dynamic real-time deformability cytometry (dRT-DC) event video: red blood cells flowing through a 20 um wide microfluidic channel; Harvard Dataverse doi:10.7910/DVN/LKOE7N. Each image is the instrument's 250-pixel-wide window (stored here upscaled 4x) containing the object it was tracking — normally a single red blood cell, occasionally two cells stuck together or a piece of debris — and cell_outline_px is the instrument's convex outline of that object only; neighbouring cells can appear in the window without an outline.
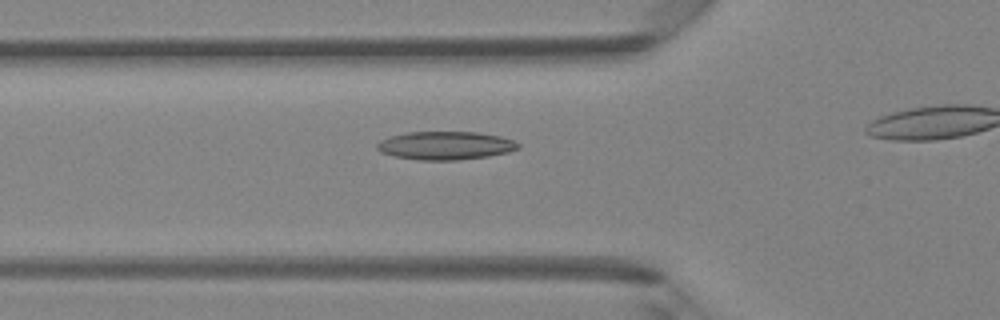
{"species": "Egyptian fruit bat (a non-hibernating species)", "species_latin": "Rousettus aegyptiacus", "temperature_condition": "room temperature", "stored_images_in_passage": 24, "camera_frame_rate_fps": 3000, "um_per_image_px": 0.085, "animal": {"sex": "female"}, "frame": {"image": 1, "passage_image": 2, "time_ms": 0.333, "image_size_px": [1000, 320], "cell_outline_px": [[520, 148], [508, 152], [488, 156], [456, 160], [420, 160], [392, 156], [380, 152], [376, 148], [376, 144], [380, 140], [392, 136], [408, 132], [476, 132], [500, 136], [512, 140], [520, 144]], "centroid_in_image_um": [37.84, 12.37], "position_along_channel_um": 88.0, "area_um2": 23.24}}
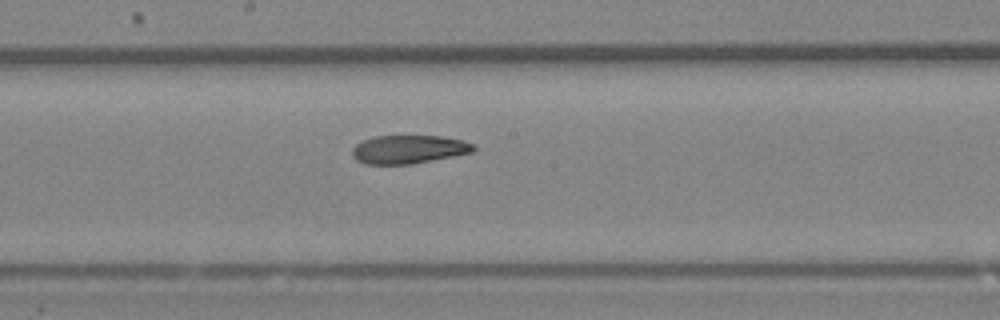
{"frame": {"image": 2, "passage_image": 11, "time_ms": 3.333, "image_size_px": [1000, 320], "cell_outline_px": [[476, 148], [472, 152], [412, 164], [364, 164], [356, 160], [352, 156], [352, 148], [360, 140], [372, 136], [440, 136], [464, 140], [472, 144]], "centroid_in_image_um": [34.68, 12.69], "position_along_channel_um": 213.5, "area_um2": 20.17}}
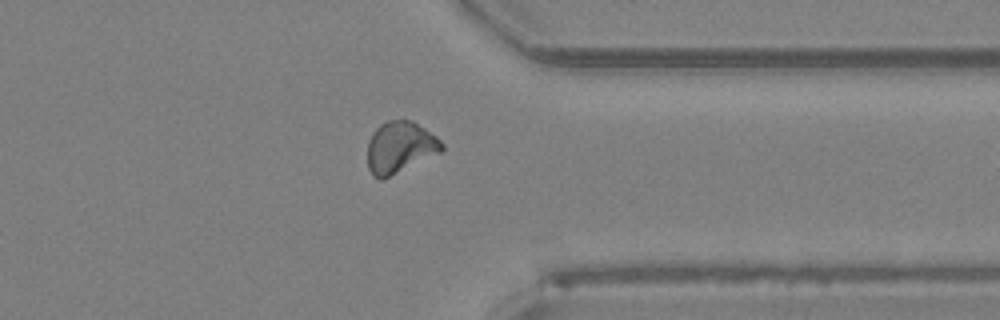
{"frame": {"image": 3, "passage_image": 23, "time_ms": 7.333, "image_size_px": [1000, 320], "cell_outline_px": [[444, 148], [440, 152], [380, 180], [372, 176], [368, 168], [368, 140], [372, 132], [380, 124], [388, 120], [412, 120], [436, 136], [444, 144]], "centroid_in_image_um": [33.97, 12.5], "position_along_channel_um": 377.4, "area_um2": 22.08}}